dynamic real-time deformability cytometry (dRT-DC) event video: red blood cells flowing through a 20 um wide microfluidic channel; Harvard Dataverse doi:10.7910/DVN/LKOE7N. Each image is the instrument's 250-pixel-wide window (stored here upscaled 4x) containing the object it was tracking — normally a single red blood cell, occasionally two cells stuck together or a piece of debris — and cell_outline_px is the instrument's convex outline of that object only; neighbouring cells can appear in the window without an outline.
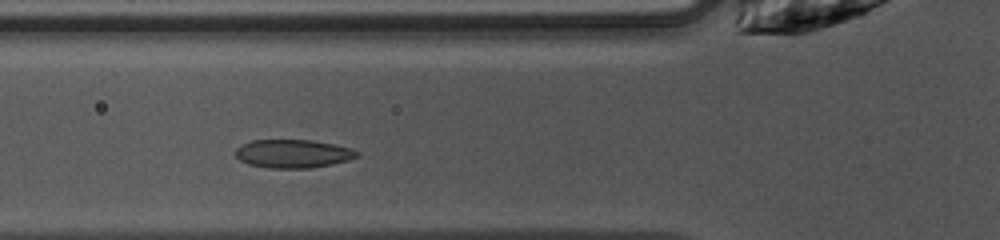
{"species": "common noctule bat (a hibernating species)", "species_latin": "Nyctalus noctula", "temperature_condition": "warm", "stored_images_in_passage": 27, "camera_frame_rate_fps": 3000, "um_per_image_px": 0.085, "animal": {"sex": "female", "body_mass_g": 10.0, "forearm_length_mm": 53.1}, "frame": {"image": 1, "passage_image": 4, "time_ms": 1.0, "image_size_px": [1000, 240], "cell_outline_px": [[360, 156], [348, 160], [332, 164], [308, 168], [268, 168], [248, 164], [240, 160], [236, 156], [236, 148], [240, 144], [252, 140], [312, 140], [336, 144], [352, 148], [360, 152]], "centroid_in_image_um": [24.93, 13.05], "position_along_channel_um": 100.9, "area_um2": 20.29}}
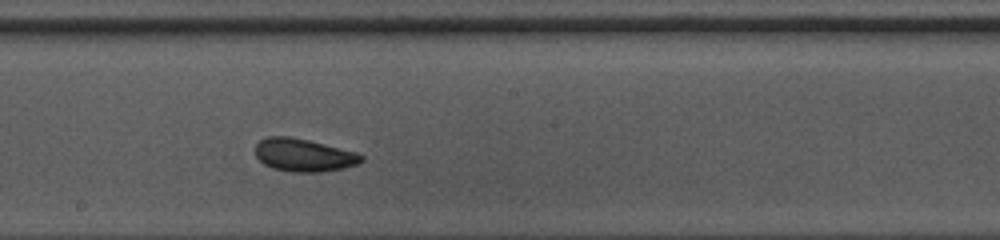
{"frame": {"image": 2, "passage_image": 13, "time_ms": 4.0, "image_size_px": [1000, 240], "cell_outline_px": [[364, 160], [356, 164], [344, 168], [320, 172], [296, 172], [272, 168], [264, 164], [256, 156], [256, 144], [260, 140], [268, 136], [288, 136], [308, 140], [356, 152], [364, 156]], "centroid_in_image_um": [25.81, 13.18], "position_along_channel_um": 222.4, "area_um2": 20.17}}
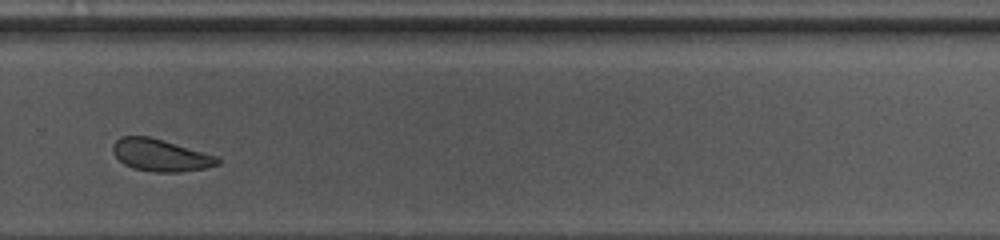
{"frame": {"image": 3, "passage_image": 20, "time_ms": 6.333, "image_size_px": [1000, 240], "cell_outline_px": [[220, 164], [204, 168], [180, 172], [152, 172], [132, 168], [124, 164], [112, 152], [112, 144], [120, 136], [148, 136], [216, 156], [220, 160]], "centroid_in_image_um": [13.59, 13.2], "position_along_channel_um": 316.2, "area_um2": 19.42}, "authors_computed_cell_mechanics": {"area_um2": 19.8832, "velocity_mm_per_s": 4.0357, "shape_relaxation_time_tau1_ms": 2.9072, "shape_relaxation_time_tau2_ms": 2.6161, "deformation_change_tau1": 0.0876, "deformation_change_tau2": 0.0691}}